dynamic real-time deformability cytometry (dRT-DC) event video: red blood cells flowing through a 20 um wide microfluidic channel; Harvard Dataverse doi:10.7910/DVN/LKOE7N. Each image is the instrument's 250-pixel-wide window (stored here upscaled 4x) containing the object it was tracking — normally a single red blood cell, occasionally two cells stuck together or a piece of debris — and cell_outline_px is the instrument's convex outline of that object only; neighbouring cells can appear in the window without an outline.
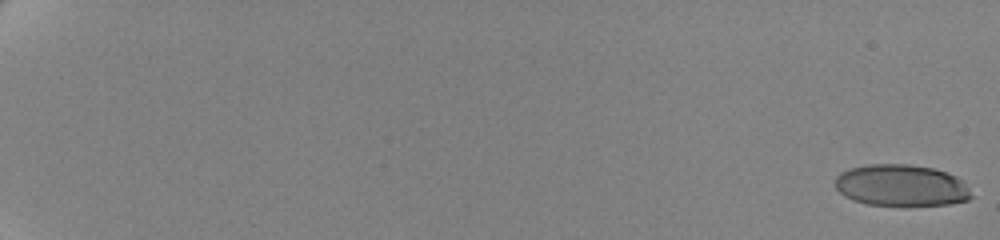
{"species": "human", "species_latin": "Homo sapiens", "temperature_condition": "cold", "stored_images_in_passage": 62, "camera_frame_rate_fps": 3000, "um_per_image_px": 0.085, "donor": {"sex": "female"}, "frame": {"image": 1, "passage_image": 1, "time_ms": 0.0, "image_size_px": [1000, 240], "cell_outline_px": [[972, 196], [968, 200], [948, 204], [868, 204], [852, 200], [844, 196], [836, 188], [836, 176], [840, 172], [848, 168], [868, 164], [908, 164], [932, 168], [956, 176], [964, 180]], "centroid_in_image_um": [76.58, 15.74], "position_along_channel_um": 8.4, "area_um2": 32.71}}
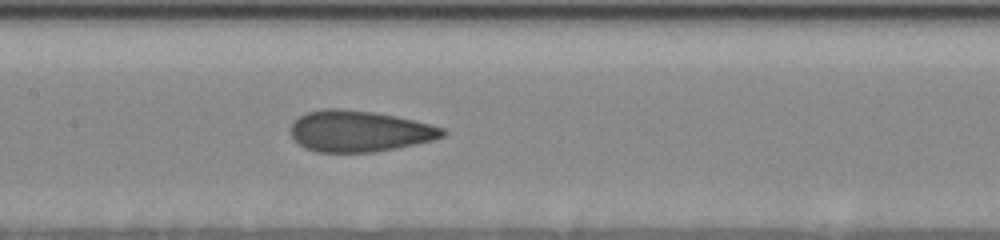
{"frame": {"image": 2, "passage_image": 35, "time_ms": 11.333, "image_size_px": [1000, 240], "cell_outline_px": [[448, 132], [444, 136], [432, 140], [396, 148], [376, 152], [316, 152], [304, 148], [292, 136], [292, 124], [300, 116], [308, 112], [324, 108], [344, 108], [372, 112], [396, 116], [444, 128]], "centroid_in_image_um": [30.55, 11.15], "position_along_channel_um": 176.9, "area_um2": 36.24}}
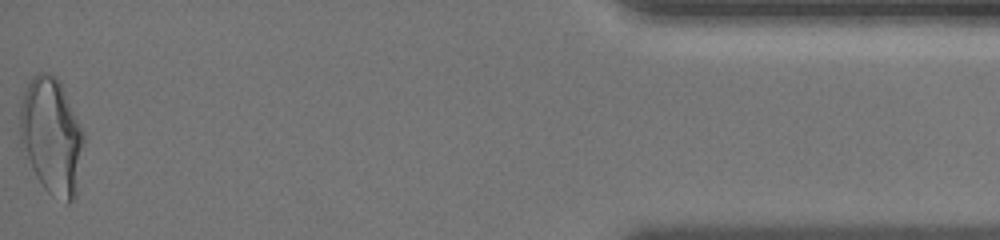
{"frame": {"image": 3, "passage_image": 62, "time_ms": 20.333, "image_size_px": [1000, 240], "cell_outline_px": [[84, 144], [76, 196], [68, 204], [52, 196], [40, 184], [32, 168], [20, 140], [20, 100], [32, 76], [36, 72], [48, 72], [56, 76], [60, 80], [84, 132]], "centroid_in_image_um": [4.4, 11.55], "position_along_channel_um": 430.8, "area_um2": 43.58}, "authors_computed_cell_mechanics": {"area_um2": 36.0672, "velocity_mm_per_s": 3.5172, "shape_relaxation_time_tau1_ms": 6.6427, "shape_relaxation_time_tau2_ms": 0.9983, "deformation_change_tau1": 0.1917, "deformation_change_tau2": 0.074}}